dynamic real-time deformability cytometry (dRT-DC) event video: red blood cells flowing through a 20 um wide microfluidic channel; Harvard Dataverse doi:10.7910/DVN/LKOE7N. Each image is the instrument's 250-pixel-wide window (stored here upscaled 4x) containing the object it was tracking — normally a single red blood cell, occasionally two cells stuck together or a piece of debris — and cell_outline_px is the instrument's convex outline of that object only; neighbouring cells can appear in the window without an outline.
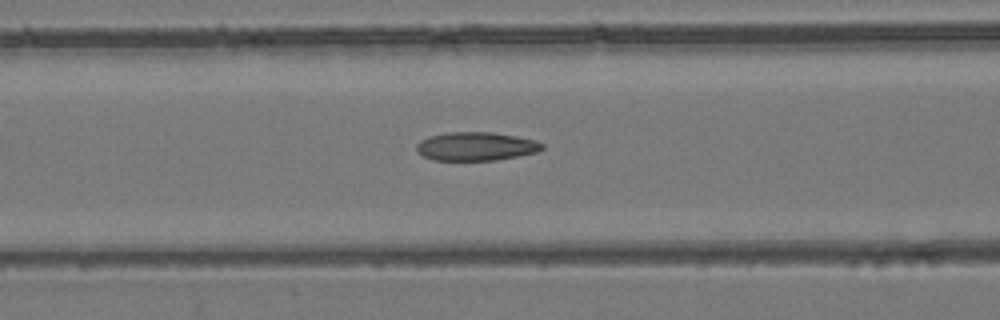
{"species": "common noctule bat (a hibernating species)", "species_latin": "Nyctalus noctula", "temperature_condition": "room temperature", "stored_images_in_passage": 54, "camera_frame_rate_fps": 3000, "um_per_image_px": 0.085, "animal": {"sex": "female", "body_mass_g": 24.6, "forearm_length_mm": 56.2}, "frame": {"image": 1, "passage_image": 23, "time_ms": 7.333, "image_size_px": [1000, 320], "cell_outline_px": [[544, 148], [536, 152], [496, 160], [436, 160], [424, 156], [416, 148], [416, 144], [420, 140], [428, 136], [448, 132], [492, 132], [516, 136], [536, 140], [544, 144]], "centroid_in_image_um": [40.47, 12.43], "position_along_channel_um": 126.1, "area_um2": 20.81}}
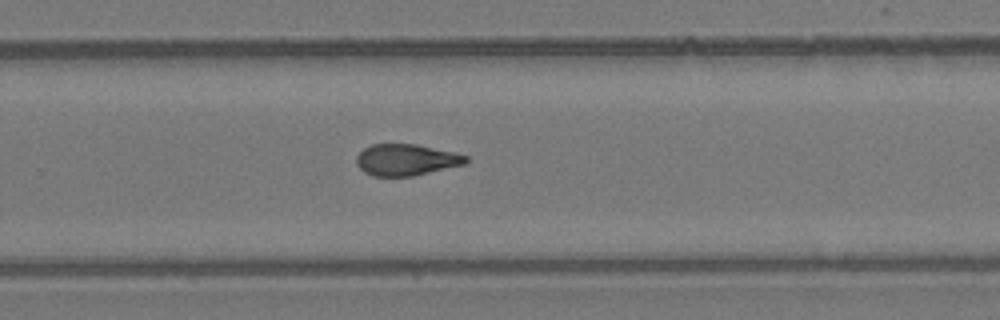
{"frame": {"image": 2, "passage_image": 36, "time_ms": 11.667, "image_size_px": [1000, 320], "cell_outline_px": [[468, 164], [412, 176], [372, 176], [364, 172], [356, 164], [356, 156], [364, 148], [372, 144], [416, 144], [456, 152], [468, 156]], "centroid_in_image_um": [34.56, 13.58], "position_along_channel_um": 295.2, "area_um2": 20.29}}
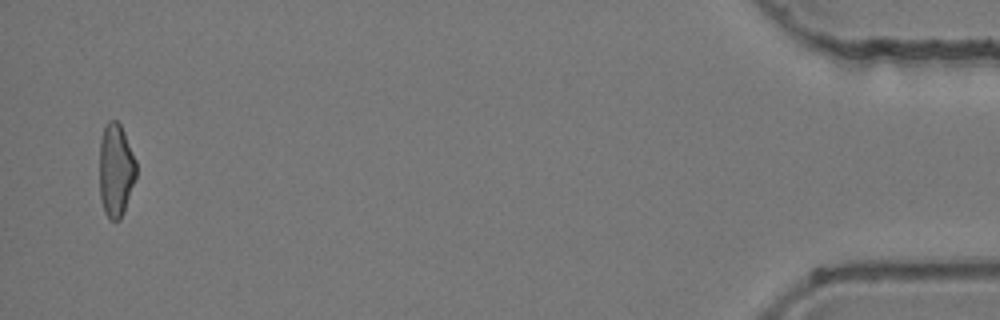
{"frame": {"image": 3, "passage_image": 53, "time_ms": 17.333, "image_size_px": [1000, 320], "cell_outline_px": [[136, 180], [124, 212], [120, 220], [112, 220], [104, 212], [100, 196], [100, 140], [104, 128], [108, 120], [116, 120], [120, 124], [124, 132], [136, 160]], "centroid_in_image_um": [9.86, 14.47], "position_along_channel_um": 425.3, "area_um2": 20.06}, "authors_computed_cell_mechanics": {"area_um2": 20.6924, "velocity_mm_per_s": 3.9152, "shape_relaxation_time_tau1_ms": null, "shape_relaxation_time_tau2_ms": 3.773, "deformation_change_tau1": null, "deformation_change_tau2": 0.0971}}